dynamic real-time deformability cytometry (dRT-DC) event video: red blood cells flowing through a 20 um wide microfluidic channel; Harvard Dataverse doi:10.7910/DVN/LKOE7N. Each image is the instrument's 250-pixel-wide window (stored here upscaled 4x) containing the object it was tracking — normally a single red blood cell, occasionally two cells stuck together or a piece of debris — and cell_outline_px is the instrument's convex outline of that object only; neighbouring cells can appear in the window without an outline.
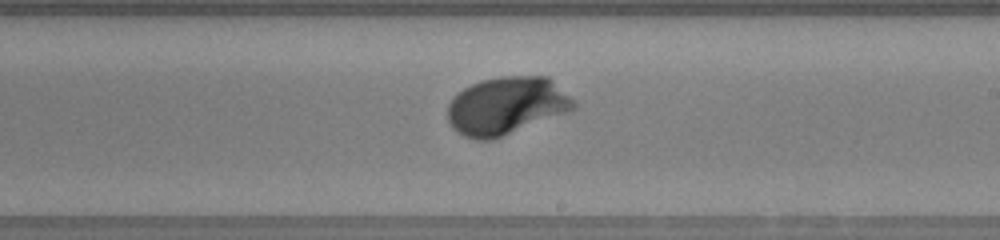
{"species": "human", "species_latin": "Homo sapiens", "temperature_condition": "warm", "stored_images_in_passage": 48, "camera_frame_rate_fps": 3000, "um_per_image_px": 0.085, "donor": {"sex": "female"}, "frame": {"image": 1, "passage_image": 27, "time_ms": 8.667, "image_size_px": [1000, 240], "cell_outline_px": [[576, 108], [492, 140], [476, 140], [464, 136], [452, 128], [448, 120], [448, 104], [464, 88], [480, 80], [500, 76], [548, 76], [576, 104]], "centroid_in_image_um": [43.01, 8.99], "position_along_channel_um": 246.0, "area_um2": 41.79}}
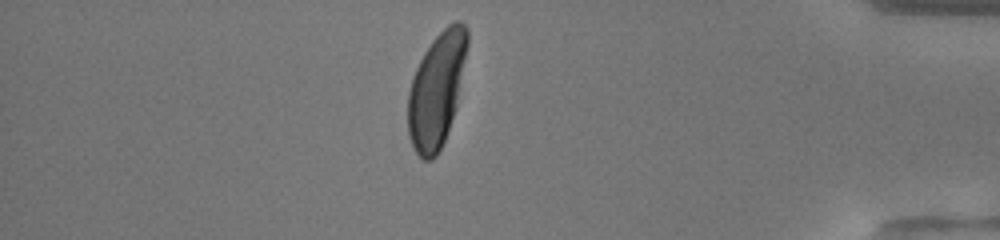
{"frame": {"image": 2, "passage_image": 41, "time_ms": 13.333, "image_size_px": [1000, 240], "cell_outline_px": [[468, 44], [456, 108], [444, 140], [436, 156], [432, 160], [424, 160], [416, 152], [408, 136], [408, 92], [412, 76], [424, 52], [432, 40], [448, 24], [456, 20], [460, 20], [468, 28]], "centroid_in_image_um": [37.11, 7.61], "position_along_channel_um": 398.1, "area_um2": 39.48}}
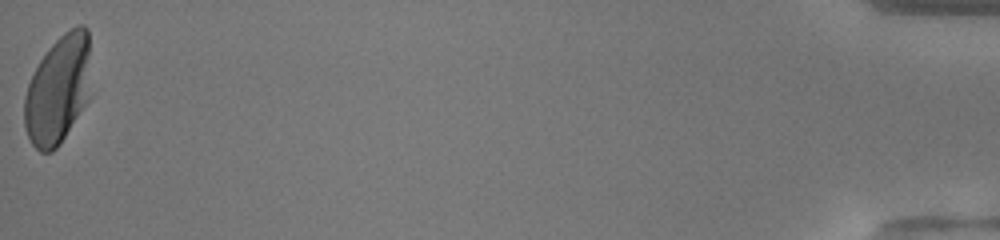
{"frame": {"image": 3, "passage_image": 48, "time_ms": 15.667, "image_size_px": [1000, 240], "cell_outline_px": [[92, 96], [60, 144], [52, 152], [40, 152], [32, 144], [24, 128], [24, 96], [28, 84], [40, 60], [48, 48], [64, 32], [76, 24], [84, 24], [88, 28]], "centroid_in_image_um": [4.98, 7.61], "position_along_channel_um": 430.2, "area_um2": 42.95}, "authors_computed_cell_mechanics": {"area_um2": 41.4137, "velocity_mm_per_s": 4.1555, "shape_relaxation_time_tau1_ms": 1.8175, "shape_relaxation_time_tau2_ms": null, "deformation_change_tau1": 0.1476, "deformation_change_tau2": null}}